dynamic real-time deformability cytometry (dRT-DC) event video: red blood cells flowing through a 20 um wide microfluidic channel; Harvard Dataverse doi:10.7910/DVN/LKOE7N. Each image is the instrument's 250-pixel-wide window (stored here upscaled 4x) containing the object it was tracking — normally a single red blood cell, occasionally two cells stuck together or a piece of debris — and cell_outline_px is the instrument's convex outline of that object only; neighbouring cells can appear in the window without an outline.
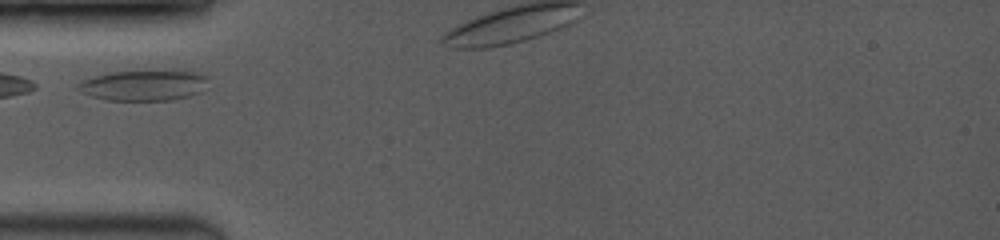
{"species": "common noctule bat (a hibernating species)", "species_latin": "Nyctalus noctula", "temperature_condition": "room temperature", "stored_images_in_passage": 8, "camera_frame_rate_fps": 3500, "um_per_image_px": 0.085, "animal": {"sex": "female", "body_mass_g": 19.0, "forearm_length_mm": 53.3}, "frame": {"image": 1, "passage_image": 1, "time_ms": 0.0, "image_size_px": [1000, 240], "cell_outline_px": [[208, 80], [200, 92], [188, 96], [172, 100], [108, 100], [92, 96], [76, 88], [76, 84], [80, 80], [92, 76], [108, 72], [176, 68], [184, 68], [200, 72]], "centroid_in_image_um": [12.25, 7.19], "position_along_channel_um": 72.7, "area_um2": 24.16}}
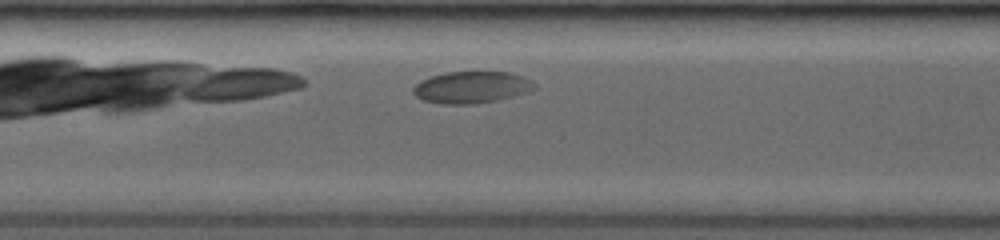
{"frame": {"image": 2, "passage_image": 7, "time_ms": 2.571, "image_size_px": [1000, 240], "cell_outline_px": [[536, 88], [528, 92], [496, 100], [476, 104], [440, 104], [424, 100], [416, 96], [412, 92], [412, 88], [420, 80], [444, 72], [508, 72], [532, 80], [536, 84]], "centroid_in_image_um": [40.06, 7.42], "position_along_channel_um": 167.3, "area_um2": 22.48}}